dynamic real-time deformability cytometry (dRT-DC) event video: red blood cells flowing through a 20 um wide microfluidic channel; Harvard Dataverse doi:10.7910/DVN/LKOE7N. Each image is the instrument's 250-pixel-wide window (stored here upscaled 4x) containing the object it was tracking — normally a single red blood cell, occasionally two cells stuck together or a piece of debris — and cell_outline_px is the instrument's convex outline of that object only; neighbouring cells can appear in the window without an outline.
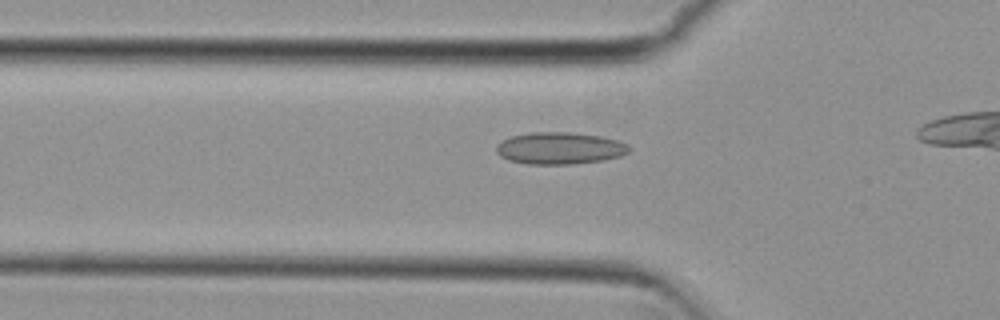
{"species": "common noctule bat (a hibernating species)", "species_latin": "Nyctalus noctula", "temperature_condition": "cold", "stored_images_in_passage": 21, "camera_frame_rate_fps": 3000, "um_per_image_px": 0.085, "animal": {"sex": "female", "body_mass_g": 29.2, "forearm_length_mm": 56.3}, "frame": {"image": 1, "passage_image": 12, "time_ms": 3.667, "image_size_px": [1000, 320], "cell_outline_px": [[632, 148], [628, 152], [620, 156], [604, 160], [572, 164], [528, 164], [508, 160], [500, 156], [496, 152], [496, 144], [500, 140], [512, 136], [532, 132], [568, 132], [600, 136], [620, 140], [628, 144]], "centroid_in_image_um": [47.58, 12.6], "position_along_channel_um": 78.2, "area_um2": 24.97}}
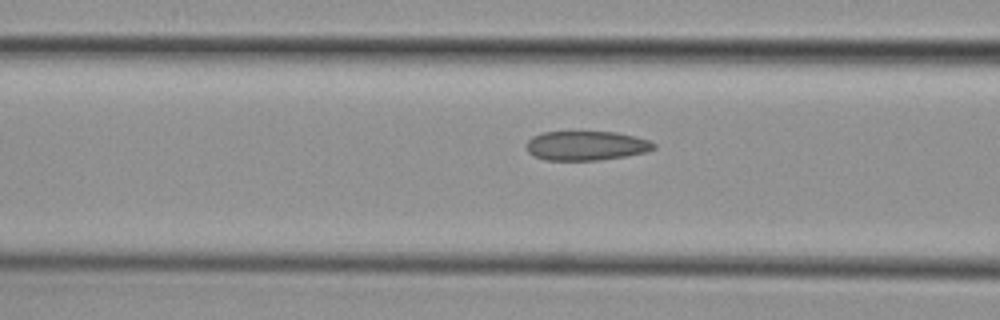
{"frame": {"image": 2, "passage_image": 15, "time_ms": 4.667, "image_size_px": [1000, 320], "cell_outline_px": [[656, 148], [644, 152], [624, 156], [600, 160], [544, 160], [528, 152], [524, 144], [532, 136], [544, 132], [616, 132], [648, 140], [656, 144]], "centroid_in_image_um": [49.78, 12.38], "position_along_channel_um": 116.8, "area_um2": 21.68}}
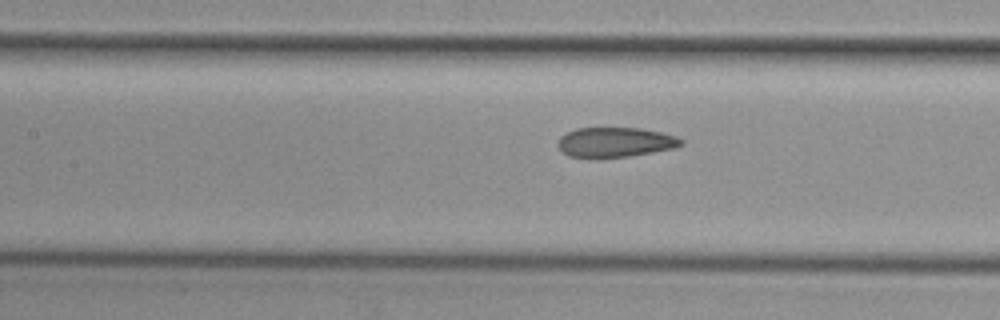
{"frame": {"image": 3, "passage_image": 18, "time_ms": 5.667, "image_size_px": [1000, 320], "cell_outline_px": [[684, 144], [676, 148], [628, 156], [596, 160], [588, 160], [568, 156], [556, 144], [560, 136], [576, 128], [640, 128], [660, 132], [676, 136], [684, 140]], "centroid_in_image_um": [52.26, 12.12], "position_along_channel_um": 155.1, "area_um2": 22.02}}